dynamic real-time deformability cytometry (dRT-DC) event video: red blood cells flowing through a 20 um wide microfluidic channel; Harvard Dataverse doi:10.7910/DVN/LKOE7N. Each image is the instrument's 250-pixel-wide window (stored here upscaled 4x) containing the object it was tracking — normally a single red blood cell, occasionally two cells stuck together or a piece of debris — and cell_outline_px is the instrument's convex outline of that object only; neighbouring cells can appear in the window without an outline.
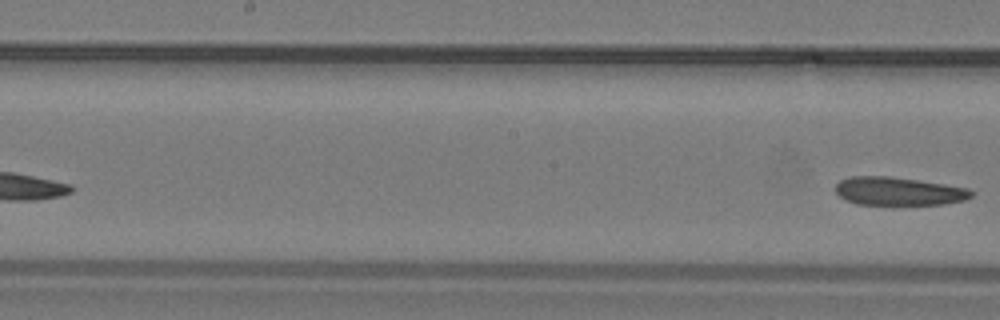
{"species": "common noctule bat (a hibernating species)", "species_latin": "Nyctalus noctula", "temperature_condition": "warm", "stored_images_in_passage": 11, "segment_of_instrument_passage": [2, 2], "camera_frame_rate_fps": 3000, "um_per_image_px": 0.085, "animal": {"sex": "male", "body_mass_g": 19.2, "forearm_length_mm": 51.8}, "frame": {"image": 1, "passage_image": 11, "time_ms": 3.333, "image_size_px": [1000, 320], "cell_outline_px": [[972, 196], [964, 200], [944, 204], [856, 204], [844, 200], [836, 192], [836, 184], [840, 180], [848, 176], [888, 176], [916, 180], [968, 188], [972, 192]], "centroid_in_image_um": [76.32, 16.25], "position_along_channel_um": 171.9, "area_um2": 22.14}}